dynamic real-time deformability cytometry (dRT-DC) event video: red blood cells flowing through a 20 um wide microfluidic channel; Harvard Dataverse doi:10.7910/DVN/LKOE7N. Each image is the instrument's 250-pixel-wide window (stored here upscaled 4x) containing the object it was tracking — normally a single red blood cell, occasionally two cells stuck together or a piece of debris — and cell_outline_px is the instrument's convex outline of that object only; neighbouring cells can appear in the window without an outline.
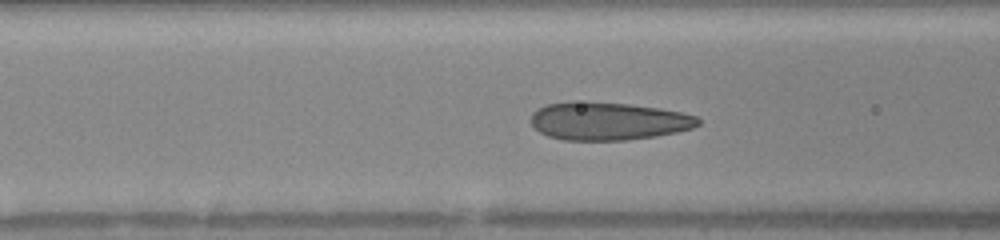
{"species": "human", "species_latin": "Homo sapiens", "temperature_condition": "warm", "stored_images_in_passage": 30, "camera_frame_rate_fps": 3000, "um_per_image_px": 0.085, "donor": {"sex": "female"}, "frame": {"image": 1, "passage_image": 4, "time_ms": 1.0, "image_size_px": [1000, 240], "cell_outline_px": [[700, 124], [692, 128], [676, 132], [656, 136], [628, 140], [564, 140], [548, 136], [540, 132], [532, 124], [532, 112], [536, 108], [548, 104], [572, 100], [588, 100], [628, 104], [660, 108], [680, 112], [696, 116], [700, 120]], "centroid_in_image_um": [51.67, 10.27], "position_along_channel_um": 114.9, "area_um2": 37.34}}
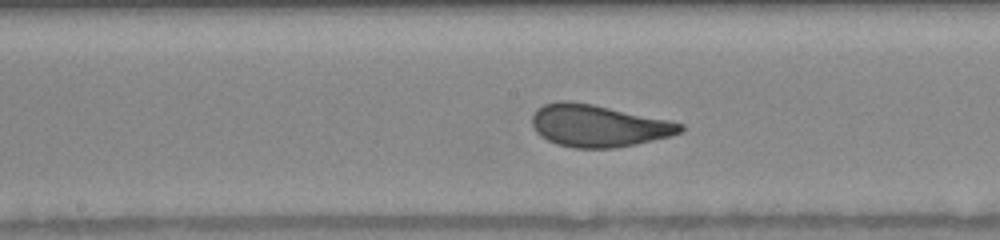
{"frame": {"image": 2, "passage_image": 10, "time_ms": 3.0, "image_size_px": [1000, 240], "cell_outline_px": [[684, 128], [680, 132], [668, 136], [636, 144], [616, 148], [576, 148], [556, 144], [540, 136], [536, 132], [532, 124], [532, 116], [544, 104], [560, 100], [568, 100], [592, 104], [668, 120], [684, 124]], "centroid_in_image_um": [50.83, 10.69], "position_along_channel_um": 197.4, "area_um2": 36.07}}
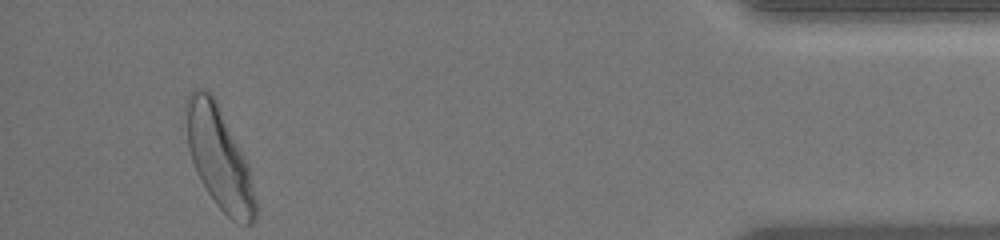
{"frame": {"image": 3, "passage_image": 30, "time_ms": 9.667, "image_size_px": [1000, 240], "cell_outline_px": [[256, 216], [252, 224], [244, 224], [232, 220], [216, 204], [200, 180], [196, 172], [188, 148], [188, 96], [196, 88], [200, 88], [208, 92], [216, 100], [248, 164], [256, 200]], "centroid_in_image_um": [18.66, 13.48], "position_along_channel_um": 416.5, "area_um2": 39.94}, "authors_computed_cell_mechanics": {"area_um2": 36.3851, "velocity_mm_per_s": 4.1059, "shape_relaxation_time_tau1_ms": 2.7773, "shape_relaxation_time_tau2_ms": null, "deformation_change_tau1": 0.1469, "deformation_change_tau2": null}}